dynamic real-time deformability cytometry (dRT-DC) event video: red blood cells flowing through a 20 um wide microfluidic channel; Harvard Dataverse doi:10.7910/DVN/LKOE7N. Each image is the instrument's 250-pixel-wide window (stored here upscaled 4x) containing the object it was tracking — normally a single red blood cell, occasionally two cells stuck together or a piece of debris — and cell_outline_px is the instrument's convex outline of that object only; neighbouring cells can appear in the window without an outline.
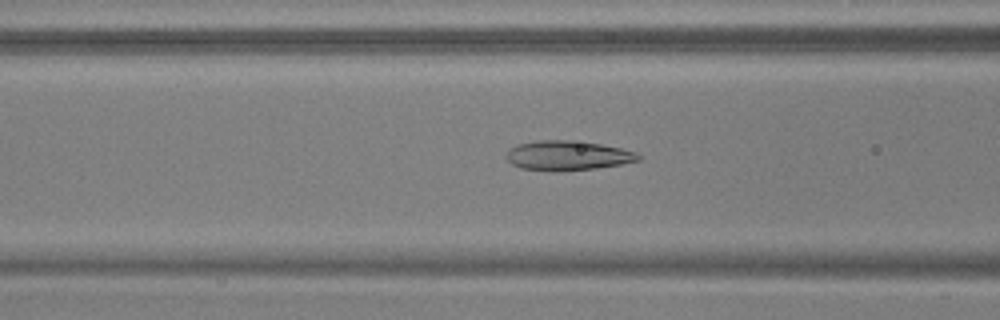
{"species": "common noctule bat (a hibernating species)", "species_latin": "Nyctalus noctula", "temperature_condition": "warm", "stored_images_in_passage": 41, "camera_frame_rate_fps": 3000, "um_per_image_px": 0.085, "animal": {"sex": "male", "body_mass_g": 17.9, "forearm_length_mm": 54.2}, "frame": {"image": 1, "passage_image": 22, "time_ms": 7.0, "image_size_px": [1000, 320], "cell_outline_px": [[640, 160], [620, 164], [596, 168], [552, 172], [520, 168], [512, 164], [504, 156], [508, 148], [520, 144], [536, 140], [572, 140], [600, 144], [620, 148], [636, 152], [640, 156]], "centroid_in_image_um": [48.19, 13.22], "position_along_channel_um": 118.4, "area_um2": 22.89}}
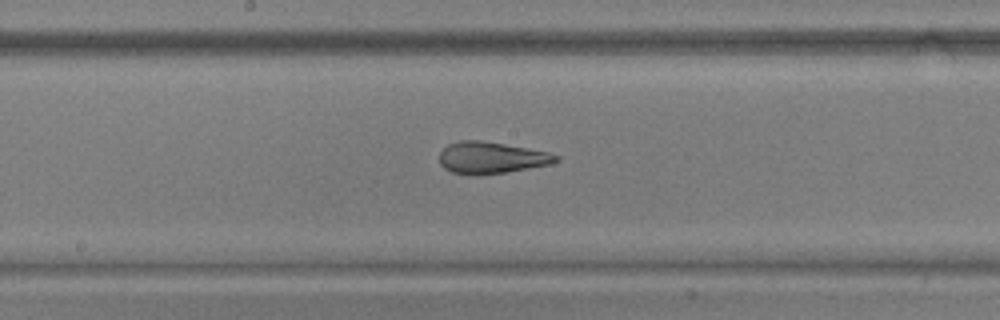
{"frame": {"image": 2, "passage_image": 29, "time_ms": 9.333, "image_size_px": [1000, 320], "cell_outline_px": [[560, 160], [548, 164], [504, 172], [476, 176], [452, 172], [444, 168], [440, 164], [440, 152], [448, 144], [460, 140], [480, 140], [528, 148], [548, 152], [560, 156]], "centroid_in_image_um": [41.73, 13.4], "position_along_channel_um": 206.5, "area_um2": 21.39}}
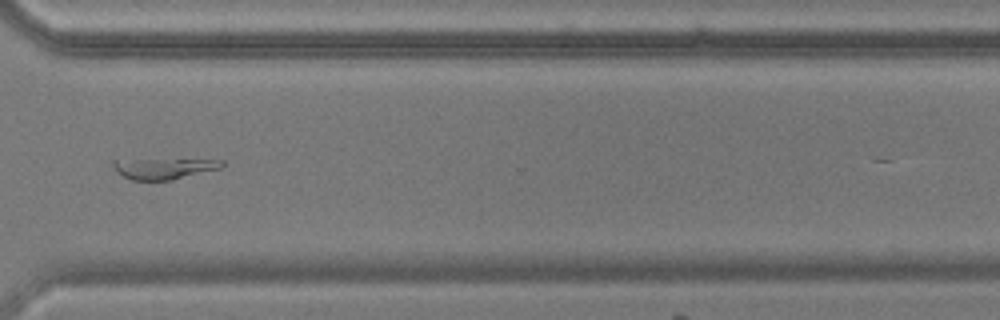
{"frame": {"image": 3, "passage_image": 41, "time_ms": 13.333, "image_size_px": [1000, 320], "cell_outline_px": [[224, 164], [220, 168], [172, 180], [132, 180], [116, 172], [112, 164], [112, 160], [224, 160]], "centroid_in_image_um": [13.91, 14.33], "position_along_channel_um": 356.7, "area_um2": 12.89}}